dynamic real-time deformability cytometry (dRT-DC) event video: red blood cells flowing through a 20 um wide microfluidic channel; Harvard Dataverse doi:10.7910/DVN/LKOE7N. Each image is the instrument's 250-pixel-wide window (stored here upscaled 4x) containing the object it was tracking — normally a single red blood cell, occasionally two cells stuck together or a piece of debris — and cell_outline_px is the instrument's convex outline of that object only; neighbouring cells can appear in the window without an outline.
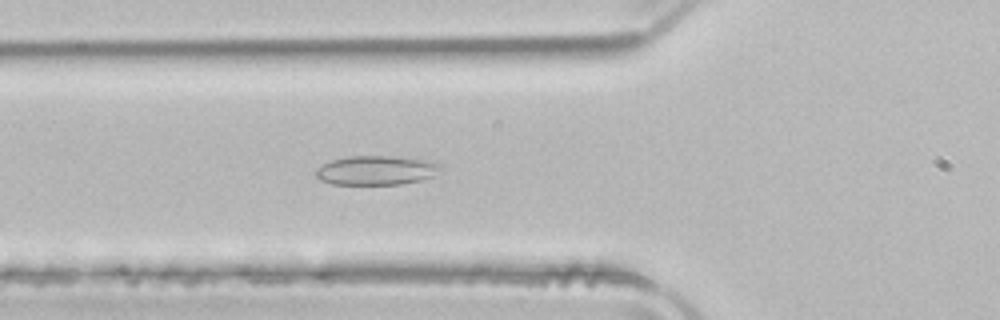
{"species": "common noctule bat (a hibernating species)", "species_latin": "Nyctalus noctula", "temperature_condition": "room temperature", "stored_images_in_passage": 40, "camera_frame_rate_fps": 3000, "um_per_image_px": 0.085, "animal": {"sex": "male", "body_mass_g": 21.5, "forearm_length_mm": 52.0}, "frame": {"image": 1, "passage_image": 10, "time_ms": 3.0, "image_size_px": [1000, 320], "cell_outline_px": [[444, 164], [432, 176], [420, 180], [400, 184], [332, 184], [320, 180], [316, 176], [316, 168], [332, 160], [352, 156], [392, 156], [432, 160]], "centroid_in_image_um": [32.01, 14.47], "position_along_channel_um": 93.8, "area_um2": 21.21}}
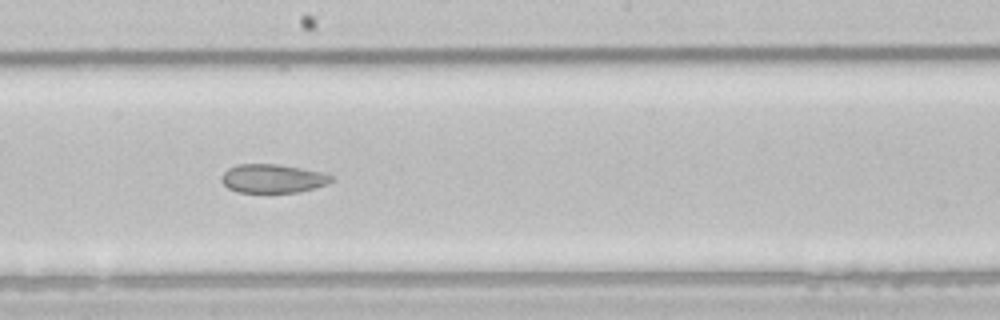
{"frame": {"image": 2, "passage_image": 20, "time_ms": 6.333, "image_size_px": [1000, 320], "cell_outline_px": [[332, 180], [324, 184], [300, 192], [236, 192], [228, 188], [220, 180], [220, 176], [228, 168], [236, 164], [276, 164], [300, 168], [320, 172], [332, 176]], "centroid_in_image_um": [23.09, 15.17], "position_along_channel_um": 225.1, "area_um2": 18.15}}
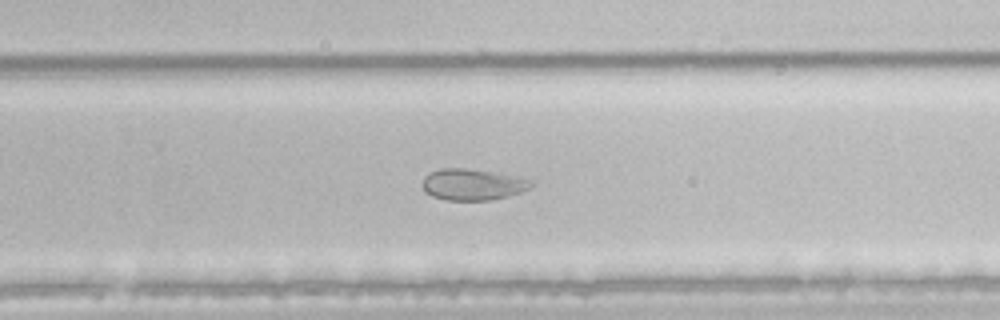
{"frame": {"image": 3, "passage_image": 25, "time_ms": 8.0, "image_size_px": [1000, 320], "cell_outline_px": [[532, 184], [528, 188], [520, 192], [508, 196], [492, 200], [448, 200], [432, 196], [420, 184], [424, 176], [428, 172], [440, 168], [464, 168], [488, 172], [532, 180]], "centroid_in_image_um": [40.09, 15.69], "position_along_channel_um": 289.7, "area_um2": 19.48}}